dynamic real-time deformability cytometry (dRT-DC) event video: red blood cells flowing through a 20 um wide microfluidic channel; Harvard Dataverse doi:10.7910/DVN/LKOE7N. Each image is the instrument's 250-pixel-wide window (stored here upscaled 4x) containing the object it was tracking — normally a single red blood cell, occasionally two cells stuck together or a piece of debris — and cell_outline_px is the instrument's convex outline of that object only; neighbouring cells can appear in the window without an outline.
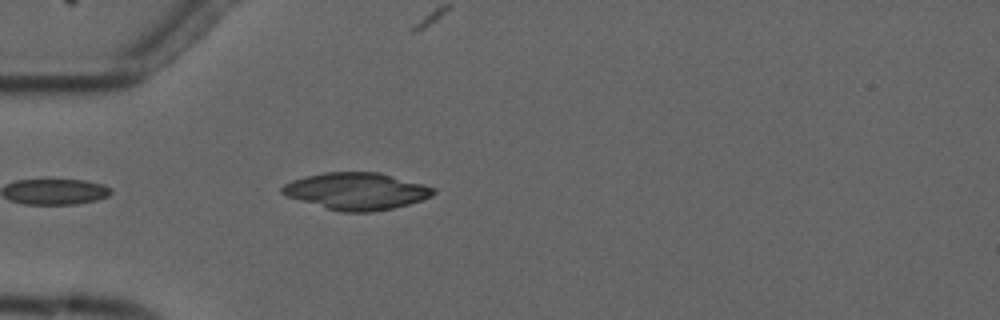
{"species": "common noctule bat (a hibernating species)", "species_latin": "Nyctalus noctula", "temperature_condition": "cold", "stored_images_in_passage": 5, "camera_frame_rate_fps": 3000, "um_per_image_px": 0.085, "animal": {"sex": "male", "forearm_length_mm": 52.5}, "frame": {"image": 1, "passage_image": 4, "time_ms": 3.333, "image_size_px": [1000, 320], "cell_outline_px": [[436, 192], [432, 196], [408, 204], [392, 208], [372, 212], [340, 212], [288, 196], [280, 192], [280, 188], [284, 184], [292, 180], [324, 172], [380, 172], [424, 184], [436, 188]], "centroid_in_image_um": [30.33, 16.24], "position_along_channel_um": 54.7, "area_um2": 32.43}}